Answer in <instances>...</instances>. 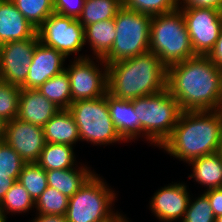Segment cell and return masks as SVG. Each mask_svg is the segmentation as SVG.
I'll list each match as a JSON object with an SVG mask.
<instances>
[{
    "mask_svg": "<svg viewBox=\"0 0 222 222\" xmlns=\"http://www.w3.org/2000/svg\"><path fill=\"white\" fill-rule=\"evenodd\" d=\"M108 108L113 124L124 141L140 137L139 117L132 100L118 99L107 93Z\"/></svg>",
    "mask_w": 222,
    "mask_h": 222,
    "instance_id": "obj_18",
    "label": "cell"
},
{
    "mask_svg": "<svg viewBox=\"0 0 222 222\" xmlns=\"http://www.w3.org/2000/svg\"><path fill=\"white\" fill-rule=\"evenodd\" d=\"M194 202L189 199L187 210L181 222H215L216 217L213 214L209 203V198L202 193Z\"/></svg>",
    "mask_w": 222,
    "mask_h": 222,
    "instance_id": "obj_33",
    "label": "cell"
},
{
    "mask_svg": "<svg viewBox=\"0 0 222 222\" xmlns=\"http://www.w3.org/2000/svg\"><path fill=\"white\" fill-rule=\"evenodd\" d=\"M65 59L66 57L61 52L39 41L35 47L26 81L20 87L38 89L48 79L65 70Z\"/></svg>",
    "mask_w": 222,
    "mask_h": 222,
    "instance_id": "obj_14",
    "label": "cell"
},
{
    "mask_svg": "<svg viewBox=\"0 0 222 222\" xmlns=\"http://www.w3.org/2000/svg\"><path fill=\"white\" fill-rule=\"evenodd\" d=\"M78 168L46 171L47 184L68 198L72 197L95 174L86 165Z\"/></svg>",
    "mask_w": 222,
    "mask_h": 222,
    "instance_id": "obj_19",
    "label": "cell"
},
{
    "mask_svg": "<svg viewBox=\"0 0 222 222\" xmlns=\"http://www.w3.org/2000/svg\"><path fill=\"white\" fill-rule=\"evenodd\" d=\"M73 149L67 144L46 143L36 163L45 171L78 167Z\"/></svg>",
    "mask_w": 222,
    "mask_h": 222,
    "instance_id": "obj_23",
    "label": "cell"
},
{
    "mask_svg": "<svg viewBox=\"0 0 222 222\" xmlns=\"http://www.w3.org/2000/svg\"><path fill=\"white\" fill-rule=\"evenodd\" d=\"M39 42L36 34L33 38L6 42L0 45V80L21 86L29 72L35 47Z\"/></svg>",
    "mask_w": 222,
    "mask_h": 222,
    "instance_id": "obj_12",
    "label": "cell"
},
{
    "mask_svg": "<svg viewBox=\"0 0 222 222\" xmlns=\"http://www.w3.org/2000/svg\"><path fill=\"white\" fill-rule=\"evenodd\" d=\"M61 109L37 89H22L19 95L17 118L44 127Z\"/></svg>",
    "mask_w": 222,
    "mask_h": 222,
    "instance_id": "obj_16",
    "label": "cell"
},
{
    "mask_svg": "<svg viewBox=\"0 0 222 222\" xmlns=\"http://www.w3.org/2000/svg\"><path fill=\"white\" fill-rule=\"evenodd\" d=\"M36 31L11 0H0V45L33 38Z\"/></svg>",
    "mask_w": 222,
    "mask_h": 222,
    "instance_id": "obj_17",
    "label": "cell"
},
{
    "mask_svg": "<svg viewBox=\"0 0 222 222\" xmlns=\"http://www.w3.org/2000/svg\"><path fill=\"white\" fill-rule=\"evenodd\" d=\"M185 7L213 8L222 11V0H178V8Z\"/></svg>",
    "mask_w": 222,
    "mask_h": 222,
    "instance_id": "obj_35",
    "label": "cell"
},
{
    "mask_svg": "<svg viewBox=\"0 0 222 222\" xmlns=\"http://www.w3.org/2000/svg\"><path fill=\"white\" fill-rule=\"evenodd\" d=\"M122 7V0H85L78 20L85 27L100 21L114 19Z\"/></svg>",
    "mask_w": 222,
    "mask_h": 222,
    "instance_id": "obj_24",
    "label": "cell"
},
{
    "mask_svg": "<svg viewBox=\"0 0 222 222\" xmlns=\"http://www.w3.org/2000/svg\"><path fill=\"white\" fill-rule=\"evenodd\" d=\"M90 57L78 54L72 65L65 68L70 79L72 102L99 98L107 94V64L102 58H96L100 66H104L100 69L99 64L97 66Z\"/></svg>",
    "mask_w": 222,
    "mask_h": 222,
    "instance_id": "obj_10",
    "label": "cell"
},
{
    "mask_svg": "<svg viewBox=\"0 0 222 222\" xmlns=\"http://www.w3.org/2000/svg\"><path fill=\"white\" fill-rule=\"evenodd\" d=\"M5 125L6 122L0 118V141H4Z\"/></svg>",
    "mask_w": 222,
    "mask_h": 222,
    "instance_id": "obj_40",
    "label": "cell"
},
{
    "mask_svg": "<svg viewBox=\"0 0 222 222\" xmlns=\"http://www.w3.org/2000/svg\"><path fill=\"white\" fill-rule=\"evenodd\" d=\"M6 220V218L0 216V222H7Z\"/></svg>",
    "mask_w": 222,
    "mask_h": 222,
    "instance_id": "obj_44",
    "label": "cell"
},
{
    "mask_svg": "<svg viewBox=\"0 0 222 222\" xmlns=\"http://www.w3.org/2000/svg\"><path fill=\"white\" fill-rule=\"evenodd\" d=\"M18 182L29 192L34 202L48 187L46 171L36 162L24 164Z\"/></svg>",
    "mask_w": 222,
    "mask_h": 222,
    "instance_id": "obj_27",
    "label": "cell"
},
{
    "mask_svg": "<svg viewBox=\"0 0 222 222\" xmlns=\"http://www.w3.org/2000/svg\"><path fill=\"white\" fill-rule=\"evenodd\" d=\"M114 19L104 20L84 27L86 41L93 50L94 59L103 58L112 48L116 38Z\"/></svg>",
    "mask_w": 222,
    "mask_h": 222,
    "instance_id": "obj_22",
    "label": "cell"
},
{
    "mask_svg": "<svg viewBox=\"0 0 222 222\" xmlns=\"http://www.w3.org/2000/svg\"><path fill=\"white\" fill-rule=\"evenodd\" d=\"M222 112L183 111L170 137L162 144L170 156L186 163L219 151Z\"/></svg>",
    "mask_w": 222,
    "mask_h": 222,
    "instance_id": "obj_2",
    "label": "cell"
},
{
    "mask_svg": "<svg viewBox=\"0 0 222 222\" xmlns=\"http://www.w3.org/2000/svg\"><path fill=\"white\" fill-rule=\"evenodd\" d=\"M35 207V202L29 192L16 181L5 194L0 203V216L8 218V213H26Z\"/></svg>",
    "mask_w": 222,
    "mask_h": 222,
    "instance_id": "obj_26",
    "label": "cell"
},
{
    "mask_svg": "<svg viewBox=\"0 0 222 222\" xmlns=\"http://www.w3.org/2000/svg\"><path fill=\"white\" fill-rule=\"evenodd\" d=\"M185 20L195 55L207 56L222 29V11L213 8H179Z\"/></svg>",
    "mask_w": 222,
    "mask_h": 222,
    "instance_id": "obj_11",
    "label": "cell"
},
{
    "mask_svg": "<svg viewBox=\"0 0 222 222\" xmlns=\"http://www.w3.org/2000/svg\"><path fill=\"white\" fill-rule=\"evenodd\" d=\"M94 174L72 197H69L66 219L68 222H109L119 212L111 209L116 193Z\"/></svg>",
    "mask_w": 222,
    "mask_h": 222,
    "instance_id": "obj_7",
    "label": "cell"
},
{
    "mask_svg": "<svg viewBox=\"0 0 222 222\" xmlns=\"http://www.w3.org/2000/svg\"><path fill=\"white\" fill-rule=\"evenodd\" d=\"M188 163L193 167L189 178L207 187L206 190L222 188V157L219 152L192 159Z\"/></svg>",
    "mask_w": 222,
    "mask_h": 222,
    "instance_id": "obj_21",
    "label": "cell"
},
{
    "mask_svg": "<svg viewBox=\"0 0 222 222\" xmlns=\"http://www.w3.org/2000/svg\"><path fill=\"white\" fill-rule=\"evenodd\" d=\"M190 198L187 186L176 182L158 189L150 201V208L160 221H177L183 219Z\"/></svg>",
    "mask_w": 222,
    "mask_h": 222,
    "instance_id": "obj_15",
    "label": "cell"
},
{
    "mask_svg": "<svg viewBox=\"0 0 222 222\" xmlns=\"http://www.w3.org/2000/svg\"><path fill=\"white\" fill-rule=\"evenodd\" d=\"M124 215H121L120 213L111 221L109 222H125L127 220L126 217H123ZM126 218V219H125Z\"/></svg>",
    "mask_w": 222,
    "mask_h": 222,
    "instance_id": "obj_41",
    "label": "cell"
},
{
    "mask_svg": "<svg viewBox=\"0 0 222 222\" xmlns=\"http://www.w3.org/2000/svg\"><path fill=\"white\" fill-rule=\"evenodd\" d=\"M4 141L21 156L25 163L37 162L46 144L43 127L17 117L6 122Z\"/></svg>",
    "mask_w": 222,
    "mask_h": 222,
    "instance_id": "obj_13",
    "label": "cell"
},
{
    "mask_svg": "<svg viewBox=\"0 0 222 222\" xmlns=\"http://www.w3.org/2000/svg\"><path fill=\"white\" fill-rule=\"evenodd\" d=\"M15 182L13 178L0 174V203Z\"/></svg>",
    "mask_w": 222,
    "mask_h": 222,
    "instance_id": "obj_38",
    "label": "cell"
},
{
    "mask_svg": "<svg viewBox=\"0 0 222 222\" xmlns=\"http://www.w3.org/2000/svg\"><path fill=\"white\" fill-rule=\"evenodd\" d=\"M149 51L166 66L195 57L182 11L152 16Z\"/></svg>",
    "mask_w": 222,
    "mask_h": 222,
    "instance_id": "obj_5",
    "label": "cell"
},
{
    "mask_svg": "<svg viewBox=\"0 0 222 222\" xmlns=\"http://www.w3.org/2000/svg\"><path fill=\"white\" fill-rule=\"evenodd\" d=\"M32 222H68L65 215L37 214Z\"/></svg>",
    "mask_w": 222,
    "mask_h": 222,
    "instance_id": "obj_39",
    "label": "cell"
},
{
    "mask_svg": "<svg viewBox=\"0 0 222 222\" xmlns=\"http://www.w3.org/2000/svg\"><path fill=\"white\" fill-rule=\"evenodd\" d=\"M132 102L139 117L141 136L160 148L179 121L183 112L180 105L167 88L153 95L138 97Z\"/></svg>",
    "mask_w": 222,
    "mask_h": 222,
    "instance_id": "obj_4",
    "label": "cell"
},
{
    "mask_svg": "<svg viewBox=\"0 0 222 222\" xmlns=\"http://www.w3.org/2000/svg\"><path fill=\"white\" fill-rule=\"evenodd\" d=\"M21 87L0 80V118L5 122L17 117Z\"/></svg>",
    "mask_w": 222,
    "mask_h": 222,
    "instance_id": "obj_31",
    "label": "cell"
},
{
    "mask_svg": "<svg viewBox=\"0 0 222 222\" xmlns=\"http://www.w3.org/2000/svg\"><path fill=\"white\" fill-rule=\"evenodd\" d=\"M24 17L37 29L54 11V0H11Z\"/></svg>",
    "mask_w": 222,
    "mask_h": 222,
    "instance_id": "obj_28",
    "label": "cell"
},
{
    "mask_svg": "<svg viewBox=\"0 0 222 222\" xmlns=\"http://www.w3.org/2000/svg\"><path fill=\"white\" fill-rule=\"evenodd\" d=\"M39 41L65 57L78 54L85 45L84 27L74 17L56 13L47 17L36 31Z\"/></svg>",
    "mask_w": 222,
    "mask_h": 222,
    "instance_id": "obj_9",
    "label": "cell"
},
{
    "mask_svg": "<svg viewBox=\"0 0 222 222\" xmlns=\"http://www.w3.org/2000/svg\"><path fill=\"white\" fill-rule=\"evenodd\" d=\"M222 157V135H221V141H220V147H219V151H218Z\"/></svg>",
    "mask_w": 222,
    "mask_h": 222,
    "instance_id": "obj_42",
    "label": "cell"
},
{
    "mask_svg": "<svg viewBox=\"0 0 222 222\" xmlns=\"http://www.w3.org/2000/svg\"><path fill=\"white\" fill-rule=\"evenodd\" d=\"M167 89L183 111L220 110L222 68L196 55L167 67Z\"/></svg>",
    "mask_w": 222,
    "mask_h": 222,
    "instance_id": "obj_1",
    "label": "cell"
},
{
    "mask_svg": "<svg viewBox=\"0 0 222 222\" xmlns=\"http://www.w3.org/2000/svg\"><path fill=\"white\" fill-rule=\"evenodd\" d=\"M126 9L156 16L172 12L178 8V0H122Z\"/></svg>",
    "mask_w": 222,
    "mask_h": 222,
    "instance_id": "obj_30",
    "label": "cell"
},
{
    "mask_svg": "<svg viewBox=\"0 0 222 222\" xmlns=\"http://www.w3.org/2000/svg\"><path fill=\"white\" fill-rule=\"evenodd\" d=\"M107 93L133 100L167 88V67L151 51L107 65Z\"/></svg>",
    "mask_w": 222,
    "mask_h": 222,
    "instance_id": "obj_3",
    "label": "cell"
},
{
    "mask_svg": "<svg viewBox=\"0 0 222 222\" xmlns=\"http://www.w3.org/2000/svg\"><path fill=\"white\" fill-rule=\"evenodd\" d=\"M207 57L217 66L222 68V29L219 38L216 41L213 49L209 52Z\"/></svg>",
    "mask_w": 222,
    "mask_h": 222,
    "instance_id": "obj_37",
    "label": "cell"
},
{
    "mask_svg": "<svg viewBox=\"0 0 222 222\" xmlns=\"http://www.w3.org/2000/svg\"><path fill=\"white\" fill-rule=\"evenodd\" d=\"M37 90L60 109H68L72 103L70 79L65 70L48 79Z\"/></svg>",
    "mask_w": 222,
    "mask_h": 222,
    "instance_id": "obj_25",
    "label": "cell"
},
{
    "mask_svg": "<svg viewBox=\"0 0 222 222\" xmlns=\"http://www.w3.org/2000/svg\"><path fill=\"white\" fill-rule=\"evenodd\" d=\"M151 19L150 15L122 7L114 18L115 41L103 61L109 65L148 52Z\"/></svg>",
    "mask_w": 222,
    "mask_h": 222,
    "instance_id": "obj_6",
    "label": "cell"
},
{
    "mask_svg": "<svg viewBox=\"0 0 222 222\" xmlns=\"http://www.w3.org/2000/svg\"><path fill=\"white\" fill-rule=\"evenodd\" d=\"M25 161L5 141H0V174L18 181Z\"/></svg>",
    "mask_w": 222,
    "mask_h": 222,
    "instance_id": "obj_32",
    "label": "cell"
},
{
    "mask_svg": "<svg viewBox=\"0 0 222 222\" xmlns=\"http://www.w3.org/2000/svg\"><path fill=\"white\" fill-rule=\"evenodd\" d=\"M215 217L222 215V188L205 190Z\"/></svg>",
    "mask_w": 222,
    "mask_h": 222,
    "instance_id": "obj_36",
    "label": "cell"
},
{
    "mask_svg": "<svg viewBox=\"0 0 222 222\" xmlns=\"http://www.w3.org/2000/svg\"><path fill=\"white\" fill-rule=\"evenodd\" d=\"M69 198L58 190L47 187L35 202L38 214L66 215Z\"/></svg>",
    "mask_w": 222,
    "mask_h": 222,
    "instance_id": "obj_29",
    "label": "cell"
},
{
    "mask_svg": "<svg viewBox=\"0 0 222 222\" xmlns=\"http://www.w3.org/2000/svg\"><path fill=\"white\" fill-rule=\"evenodd\" d=\"M215 222H222V215L217 216L216 219H215Z\"/></svg>",
    "mask_w": 222,
    "mask_h": 222,
    "instance_id": "obj_43",
    "label": "cell"
},
{
    "mask_svg": "<svg viewBox=\"0 0 222 222\" xmlns=\"http://www.w3.org/2000/svg\"><path fill=\"white\" fill-rule=\"evenodd\" d=\"M68 110L78 127L80 141L105 146L124 141L110 116L107 94L99 98L74 101Z\"/></svg>",
    "mask_w": 222,
    "mask_h": 222,
    "instance_id": "obj_8",
    "label": "cell"
},
{
    "mask_svg": "<svg viewBox=\"0 0 222 222\" xmlns=\"http://www.w3.org/2000/svg\"><path fill=\"white\" fill-rule=\"evenodd\" d=\"M46 143L73 146L80 141L78 127L68 109H61L43 127Z\"/></svg>",
    "mask_w": 222,
    "mask_h": 222,
    "instance_id": "obj_20",
    "label": "cell"
},
{
    "mask_svg": "<svg viewBox=\"0 0 222 222\" xmlns=\"http://www.w3.org/2000/svg\"><path fill=\"white\" fill-rule=\"evenodd\" d=\"M85 0H54L56 14L78 19L81 15Z\"/></svg>",
    "mask_w": 222,
    "mask_h": 222,
    "instance_id": "obj_34",
    "label": "cell"
}]
</instances>
